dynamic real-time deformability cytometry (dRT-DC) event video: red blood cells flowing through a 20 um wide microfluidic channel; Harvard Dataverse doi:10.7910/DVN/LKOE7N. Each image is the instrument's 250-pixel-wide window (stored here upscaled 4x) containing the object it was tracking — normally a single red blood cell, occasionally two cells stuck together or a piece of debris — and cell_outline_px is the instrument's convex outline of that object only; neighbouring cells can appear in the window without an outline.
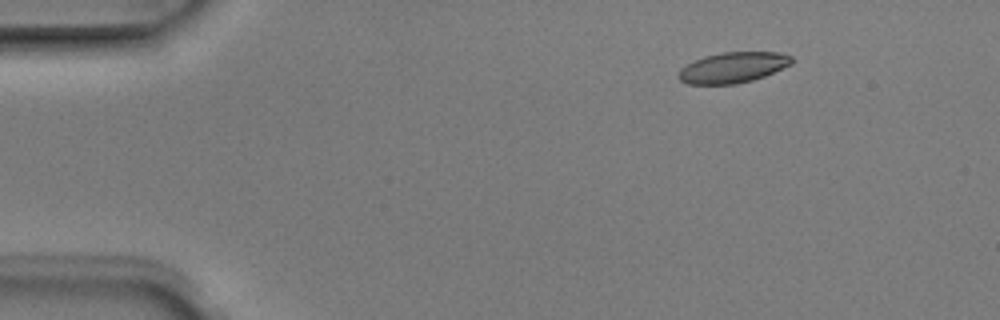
{"species": "Egyptian fruit bat (a non-hibernating species)", "species_latin": "Rousettus aegyptiacus", "temperature_condition": "room temperature", "stored_images_in_passage": 4, "camera_frame_rate_fps": 3000, "um_per_image_px": 0.085, "animal": {"sex": "male"}, "frame": {"image": 1, "passage_image": 1, "time_ms": 0.0, "image_size_px": [1000, 320], "cell_outline_px": [[796, 60], [792, 64], [764, 76], [752, 80], [736, 84], [688, 84], [680, 80], [676, 76], [680, 68], [704, 56], [724, 52], [780, 52], [792, 56]], "centroid_in_image_um": [62.32, 5.73], "position_along_channel_um": 22.7, "area_um2": 20.29}}